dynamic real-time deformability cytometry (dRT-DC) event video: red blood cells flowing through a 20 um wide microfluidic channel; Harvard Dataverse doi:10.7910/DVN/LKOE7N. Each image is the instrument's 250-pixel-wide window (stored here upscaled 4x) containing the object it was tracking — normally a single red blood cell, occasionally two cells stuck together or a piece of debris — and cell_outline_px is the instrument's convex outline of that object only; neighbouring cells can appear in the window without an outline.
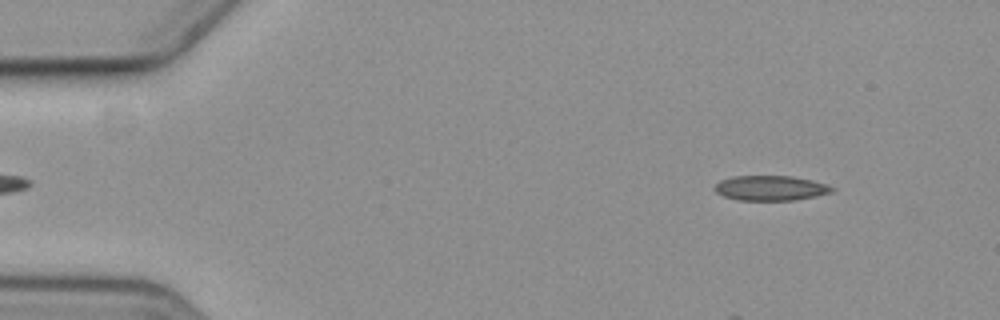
{"species": "common noctule bat (a hibernating species)", "species_latin": "Nyctalus noctula", "temperature_condition": "cold", "stored_images_in_passage": 57, "camera_frame_rate_fps": 3000, "um_per_image_px": 0.085, "animal": {"sex": "female", "body_mass_g": 19.3, "forearm_length_mm": 54.1}, "frame": {"image": 1, "passage_image": 6, "time_ms": 1.667, "image_size_px": [1000, 320], "cell_outline_px": [[836, 188], [832, 192], [816, 196], [792, 200], [740, 200], [724, 196], [716, 192], [716, 184], [720, 180], [732, 176], [792, 176], [812, 180]], "centroid_in_image_um": [65.51, 15.98], "position_along_channel_um": 19.5, "area_um2": 16.88}}
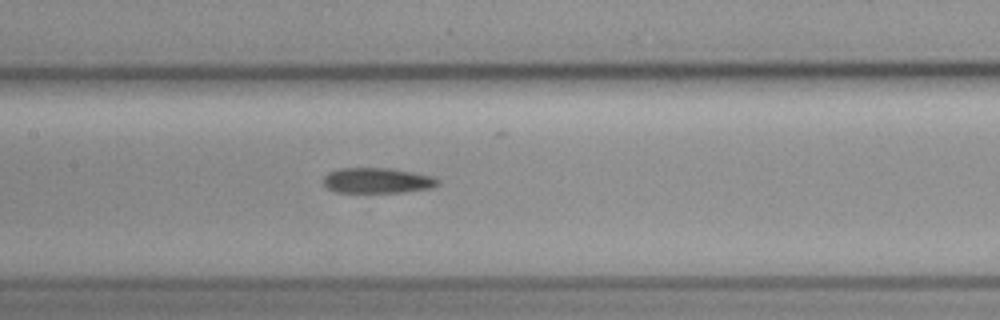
{"frame": {"image": 2, "passage_image": 27, "time_ms": 8.667, "image_size_px": [1000, 320], "cell_outline_px": [[440, 184], [432, 188], [400, 192], [336, 192], [328, 188], [324, 184], [324, 176], [328, 172], [340, 168], [388, 168], [412, 172], [432, 176], [440, 180]], "centroid_in_image_um": [32.08, 15.34], "position_along_channel_um": 175.3, "area_um2": 16.88}}
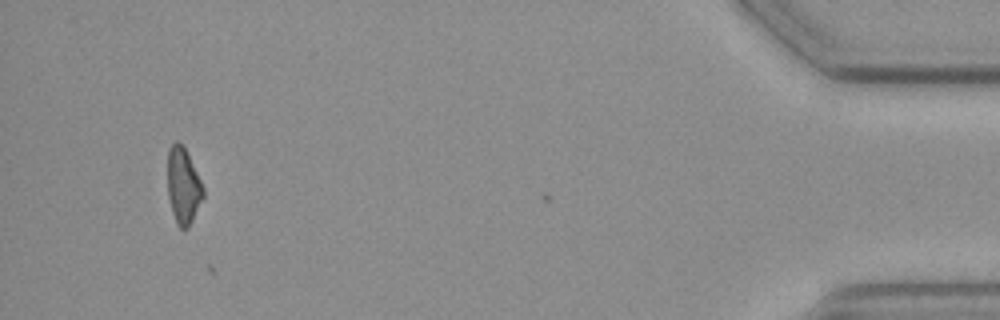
{"frame": {"image": 3, "passage_image": 54, "time_ms": 17.667, "image_size_px": [1000, 320], "cell_outline_px": [[204, 196], [188, 228], [180, 228], [176, 224], [172, 212], [168, 196], [168, 148], [176, 140], [184, 148], [204, 188]], "centroid_in_image_um": [15.56, 15.83], "position_along_channel_um": 419.6, "area_um2": 15.49}}